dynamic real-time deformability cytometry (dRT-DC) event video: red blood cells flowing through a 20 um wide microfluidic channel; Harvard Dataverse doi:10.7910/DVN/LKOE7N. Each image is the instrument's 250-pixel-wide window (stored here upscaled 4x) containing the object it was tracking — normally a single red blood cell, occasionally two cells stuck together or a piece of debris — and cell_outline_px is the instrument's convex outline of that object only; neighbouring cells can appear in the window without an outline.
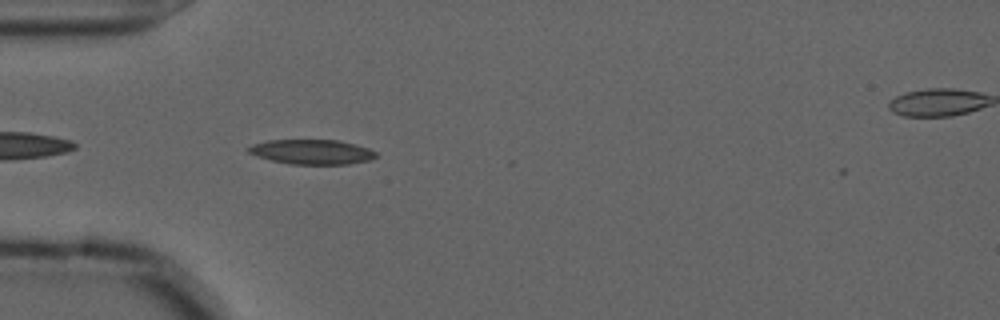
{"species": "common noctule bat (a hibernating species)", "species_latin": "Nyctalus noctula", "temperature_condition": "cold", "stored_images_in_passage": 41, "camera_frame_rate_fps": 3000, "um_per_image_px": 0.085, "animal": {"sex": "male", "forearm_length_mm": 52.5}, "frame": {"image": 1, "passage_image": 3, "time_ms": 0.667, "image_size_px": [1000, 320], "cell_outline_px": [[376, 156], [368, 160], [348, 164], [288, 164], [256, 156], [248, 152], [244, 148], [252, 144], [268, 140], [336, 140], [368, 148], [376, 152]], "centroid_in_image_um": [26.43, 12.91], "position_along_channel_um": 58.6, "area_um2": 18.26}}
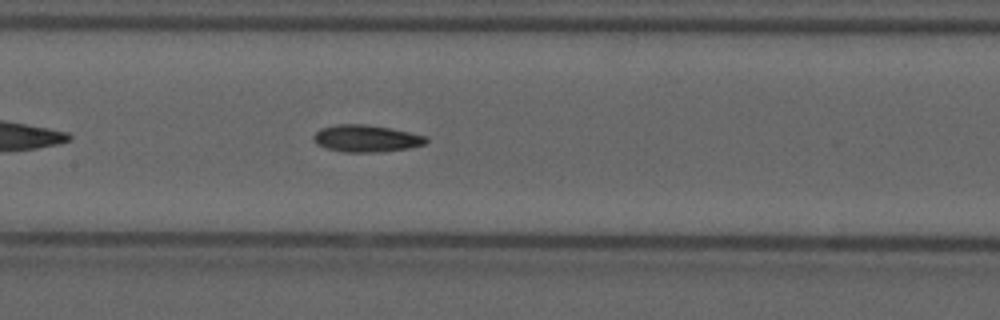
{"frame": {"image": 2, "passage_image": 13, "time_ms": 4.0, "image_size_px": [1000, 320], "cell_outline_px": [[428, 140], [424, 144], [408, 148], [376, 152], [344, 152], [324, 148], [316, 144], [312, 140], [312, 136], [320, 128], [336, 124], [368, 124], [392, 128], [428, 136]], "centroid_in_image_um": [31.1, 11.76], "position_along_channel_um": 176.3, "area_um2": 17.98}}
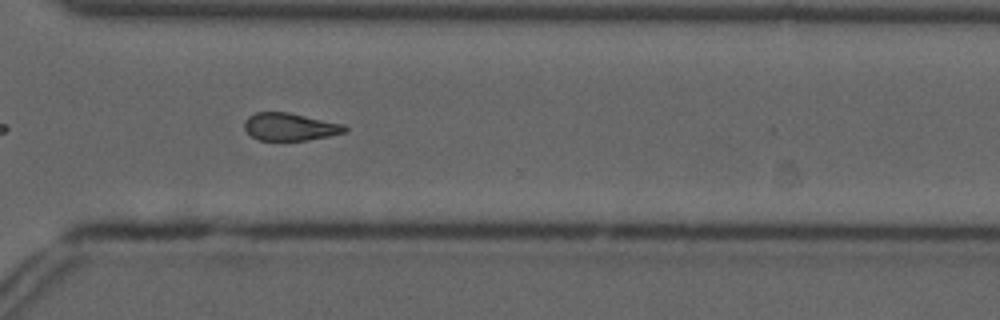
{"frame": {"image": 3, "passage_image": 27, "time_ms": 8.667, "image_size_px": [1000, 320], "cell_outline_px": [[348, 132], [308, 140], [256, 140], [244, 128], [244, 120], [248, 116], [256, 112], [288, 112], [344, 124], [348, 128]], "centroid_in_image_um": [24.65, 10.77], "position_along_channel_um": 345.9, "area_um2": 16.24}}